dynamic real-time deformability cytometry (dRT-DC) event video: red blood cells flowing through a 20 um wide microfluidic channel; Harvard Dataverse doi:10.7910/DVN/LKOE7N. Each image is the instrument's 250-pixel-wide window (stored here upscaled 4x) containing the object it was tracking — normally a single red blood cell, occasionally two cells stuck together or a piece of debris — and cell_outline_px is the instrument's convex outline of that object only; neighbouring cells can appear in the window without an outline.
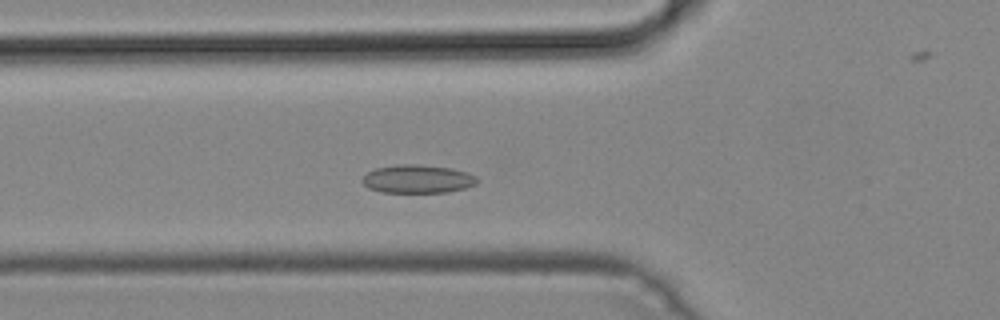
{"species": "common noctule bat (a hibernating species)", "species_latin": "Nyctalus noctula", "temperature_condition": "cold", "stored_images_in_passage": 39, "camera_frame_rate_fps": 3000, "um_per_image_px": 0.085, "animal": {"sex": "male", "body_mass_g": 19.2, "forearm_length_mm": 51.8}, "frame": {"image": 1, "passage_image": 12, "time_ms": 3.667, "image_size_px": [1000, 320], "cell_outline_px": [[480, 180], [476, 184], [464, 188], [448, 192], [380, 192], [368, 188], [360, 180], [368, 172], [376, 168], [396, 164], [416, 164], [452, 168], [468, 172], [476, 176]], "centroid_in_image_um": [35.51, 15.21], "position_along_channel_um": 90.3, "area_um2": 19.07}}
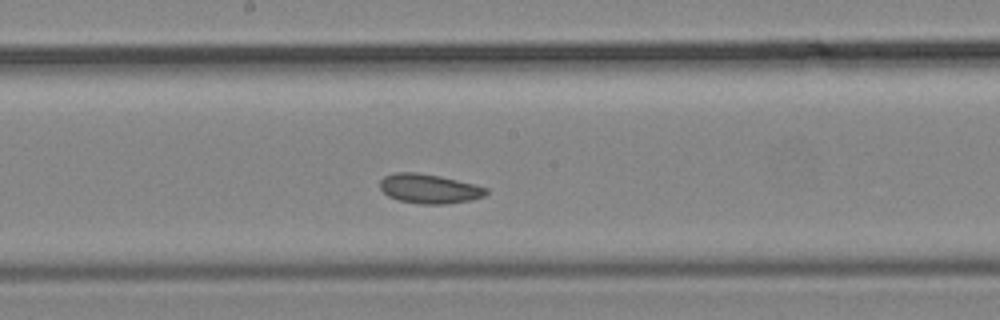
{"frame": {"image": 2, "passage_image": 21, "time_ms": 6.667, "image_size_px": [1000, 320], "cell_outline_px": [[488, 192], [484, 196], [472, 200], [444, 204], [420, 204], [400, 200], [388, 196], [380, 188], [380, 180], [384, 176], [396, 172], [416, 172], [440, 176], [488, 188]], "centroid_in_image_um": [36.47, 16.04], "position_along_channel_um": 211.7, "area_um2": 18.09}}
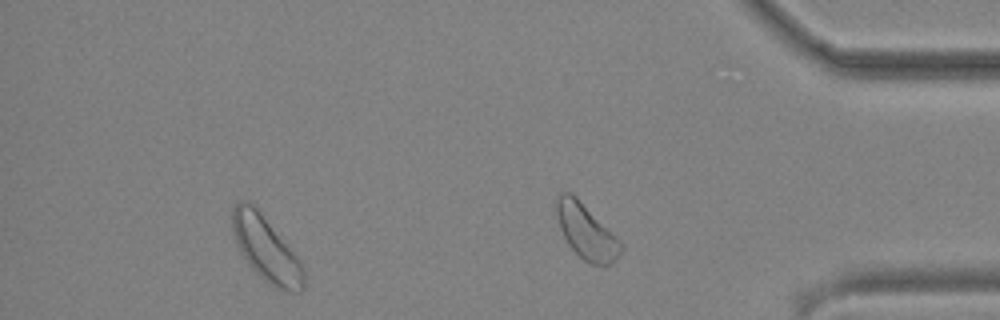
{"frame": {"image": 3, "passage_image": 35, "time_ms": 11.333, "image_size_px": [1000, 320], "cell_outline_px": [[304, 292], [288, 292], [264, 280], [248, 264], [240, 252], [236, 244], [232, 232], [232, 208], [240, 200], [248, 200], [260, 212], [300, 260], [304, 268]], "centroid_in_image_um": [22.6, 21.16], "position_along_channel_um": 412.6, "area_um2": 26.7}}